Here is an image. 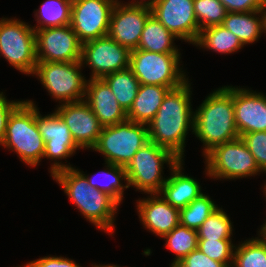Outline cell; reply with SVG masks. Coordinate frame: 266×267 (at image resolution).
<instances>
[{"label": "cell", "instance_id": "6da1fadb", "mask_svg": "<svg viewBox=\"0 0 266 267\" xmlns=\"http://www.w3.org/2000/svg\"><path fill=\"white\" fill-rule=\"evenodd\" d=\"M189 79L180 87L171 89L164 96L155 117L147 124L149 141L184 159L186 137L194 133L192 87Z\"/></svg>", "mask_w": 266, "mask_h": 267}, {"label": "cell", "instance_id": "7a4b0ae2", "mask_svg": "<svg viewBox=\"0 0 266 267\" xmlns=\"http://www.w3.org/2000/svg\"><path fill=\"white\" fill-rule=\"evenodd\" d=\"M205 156L215 146L240 137L235 125L233 86L212 91L194 111V133Z\"/></svg>", "mask_w": 266, "mask_h": 267}, {"label": "cell", "instance_id": "3957f363", "mask_svg": "<svg viewBox=\"0 0 266 267\" xmlns=\"http://www.w3.org/2000/svg\"><path fill=\"white\" fill-rule=\"evenodd\" d=\"M81 215L98 230L114 235L119 204L108 194L92 188L76 167L52 176Z\"/></svg>", "mask_w": 266, "mask_h": 267}, {"label": "cell", "instance_id": "277c9868", "mask_svg": "<svg viewBox=\"0 0 266 267\" xmlns=\"http://www.w3.org/2000/svg\"><path fill=\"white\" fill-rule=\"evenodd\" d=\"M23 100L9 115L1 146L15 152L21 162L36 167L43 160L45 142L37 127V105Z\"/></svg>", "mask_w": 266, "mask_h": 267}, {"label": "cell", "instance_id": "5b68a950", "mask_svg": "<svg viewBox=\"0 0 266 267\" xmlns=\"http://www.w3.org/2000/svg\"><path fill=\"white\" fill-rule=\"evenodd\" d=\"M179 160L169 150L147 142L125 167L129 188L133 187L143 194L159 193L167 180L162 176L164 164L171 169Z\"/></svg>", "mask_w": 266, "mask_h": 267}, {"label": "cell", "instance_id": "8992f818", "mask_svg": "<svg viewBox=\"0 0 266 267\" xmlns=\"http://www.w3.org/2000/svg\"><path fill=\"white\" fill-rule=\"evenodd\" d=\"M149 142L148 127L126 119L102 128L93 151L104 156L105 162L126 167L135 153Z\"/></svg>", "mask_w": 266, "mask_h": 267}, {"label": "cell", "instance_id": "52a82bcc", "mask_svg": "<svg viewBox=\"0 0 266 267\" xmlns=\"http://www.w3.org/2000/svg\"><path fill=\"white\" fill-rule=\"evenodd\" d=\"M181 53H156L135 49L130 54V66L140 84L180 87L189 77L183 68Z\"/></svg>", "mask_w": 266, "mask_h": 267}, {"label": "cell", "instance_id": "ba28073f", "mask_svg": "<svg viewBox=\"0 0 266 267\" xmlns=\"http://www.w3.org/2000/svg\"><path fill=\"white\" fill-rule=\"evenodd\" d=\"M81 61L37 62L33 76L60 104L85 100L87 79Z\"/></svg>", "mask_w": 266, "mask_h": 267}, {"label": "cell", "instance_id": "9c48e42d", "mask_svg": "<svg viewBox=\"0 0 266 267\" xmlns=\"http://www.w3.org/2000/svg\"><path fill=\"white\" fill-rule=\"evenodd\" d=\"M205 175L216 180H236L262 173L241 137L215 146L205 156Z\"/></svg>", "mask_w": 266, "mask_h": 267}, {"label": "cell", "instance_id": "30bf717a", "mask_svg": "<svg viewBox=\"0 0 266 267\" xmlns=\"http://www.w3.org/2000/svg\"><path fill=\"white\" fill-rule=\"evenodd\" d=\"M19 72L33 75L37 59L35 30L18 18H0V57Z\"/></svg>", "mask_w": 266, "mask_h": 267}, {"label": "cell", "instance_id": "8fae6325", "mask_svg": "<svg viewBox=\"0 0 266 267\" xmlns=\"http://www.w3.org/2000/svg\"><path fill=\"white\" fill-rule=\"evenodd\" d=\"M37 127L45 142L43 158L51 162V177L65 169L73 168L70 163H63L61 160L72 157L76 150L81 149L74 141L69 127L64 123L59 114L53 113L42 115L37 107Z\"/></svg>", "mask_w": 266, "mask_h": 267}, {"label": "cell", "instance_id": "7c38bea8", "mask_svg": "<svg viewBox=\"0 0 266 267\" xmlns=\"http://www.w3.org/2000/svg\"><path fill=\"white\" fill-rule=\"evenodd\" d=\"M131 51L104 36L82 44V66L91 69L89 79H101L104 76L129 68Z\"/></svg>", "mask_w": 266, "mask_h": 267}, {"label": "cell", "instance_id": "4fadbf2b", "mask_svg": "<svg viewBox=\"0 0 266 267\" xmlns=\"http://www.w3.org/2000/svg\"><path fill=\"white\" fill-rule=\"evenodd\" d=\"M115 0H73L70 26L82 44L108 35Z\"/></svg>", "mask_w": 266, "mask_h": 267}, {"label": "cell", "instance_id": "5bb4252c", "mask_svg": "<svg viewBox=\"0 0 266 267\" xmlns=\"http://www.w3.org/2000/svg\"><path fill=\"white\" fill-rule=\"evenodd\" d=\"M151 14L179 40L194 45L200 29L194 12V0H152Z\"/></svg>", "mask_w": 266, "mask_h": 267}, {"label": "cell", "instance_id": "9a60e30c", "mask_svg": "<svg viewBox=\"0 0 266 267\" xmlns=\"http://www.w3.org/2000/svg\"><path fill=\"white\" fill-rule=\"evenodd\" d=\"M37 62L81 61L82 43L70 24L35 30Z\"/></svg>", "mask_w": 266, "mask_h": 267}, {"label": "cell", "instance_id": "2e32d148", "mask_svg": "<svg viewBox=\"0 0 266 267\" xmlns=\"http://www.w3.org/2000/svg\"><path fill=\"white\" fill-rule=\"evenodd\" d=\"M150 5L115 3L108 36L130 51L137 49L146 20L151 16Z\"/></svg>", "mask_w": 266, "mask_h": 267}, {"label": "cell", "instance_id": "e0dca14e", "mask_svg": "<svg viewBox=\"0 0 266 267\" xmlns=\"http://www.w3.org/2000/svg\"><path fill=\"white\" fill-rule=\"evenodd\" d=\"M55 111L69 127L75 143L91 150L97 143L103 126L85 100L57 105Z\"/></svg>", "mask_w": 266, "mask_h": 267}, {"label": "cell", "instance_id": "ac0fdd59", "mask_svg": "<svg viewBox=\"0 0 266 267\" xmlns=\"http://www.w3.org/2000/svg\"><path fill=\"white\" fill-rule=\"evenodd\" d=\"M235 125L240 137L266 131V95L249 88L233 87Z\"/></svg>", "mask_w": 266, "mask_h": 267}, {"label": "cell", "instance_id": "d6986e66", "mask_svg": "<svg viewBox=\"0 0 266 267\" xmlns=\"http://www.w3.org/2000/svg\"><path fill=\"white\" fill-rule=\"evenodd\" d=\"M140 223L149 232L163 238L180 224L179 209L172 207L158 193L136 200Z\"/></svg>", "mask_w": 266, "mask_h": 267}, {"label": "cell", "instance_id": "ffe728a7", "mask_svg": "<svg viewBox=\"0 0 266 267\" xmlns=\"http://www.w3.org/2000/svg\"><path fill=\"white\" fill-rule=\"evenodd\" d=\"M85 101L103 127L115 125L127 119V112L118 103L102 78L87 80Z\"/></svg>", "mask_w": 266, "mask_h": 267}, {"label": "cell", "instance_id": "44dd1931", "mask_svg": "<svg viewBox=\"0 0 266 267\" xmlns=\"http://www.w3.org/2000/svg\"><path fill=\"white\" fill-rule=\"evenodd\" d=\"M184 160H179L170 170V176L158 193L172 207L181 209L198 198L202 192L200 183L193 177L184 174Z\"/></svg>", "mask_w": 266, "mask_h": 267}, {"label": "cell", "instance_id": "7402d4cb", "mask_svg": "<svg viewBox=\"0 0 266 267\" xmlns=\"http://www.w3.org/2000/svg\"><path fill=\"white\" fill-rule=\"evenodd\" d=\"M169 90L165 86L140 84L137 96L127 111V119L147 125L157 114L162 100Z\"/></svg>", "mask_w": 266, "mask_h": 267}, {"label": "cell", "instance_id": "603a6c76", "mask_svg": "<svg viewBox=\"0 0 266 267\" xmlns=\"http://www.w3.org/2000/svg\"><path fill=\"white\" fill-rule=\"evenodd\" d=\"M221 25L236 35L245 46L257 42L264 33L261 11L227 12Z\"/></svg>", "mask_w": 266, "mask_h": 267}, {"label": "cell", "instance_id": "cb8c5ba5", "mask_svg": "<svg viewBox=\"0 0 266 267\" xmlns=\"http://www.w3.org/2000/svg\"><path fill=\"white\" fill-rule=\"evenodd\" d=\"M105 164L104 171L97 173L98 176L100 175L101 179L103 178L102 180H100L99 177L98 180L95 175L90 177L88 174H84V171L78 170L86 177L88 184L92 188L108 194L120 205L124 199V189L126 190L129 188L125 167L108 162H105Z\"/></svg>", "mask_w": 266, "mask_h": 267}, {"label": "cell", "instance_id": "d4e9b609", "mask_svg": "<svg viewBox=\"0 0 266 267\" xmlns=\"http://www.w3.org/2000/svg\"><path fill=\"white\" fill-rule=\"evenodd\" d=\"M176 39L178 40L151 15L146 20L137 49L156 53H180L174 43Z\"/></svg>", "mask_w": 266, "mask_h": 267}, {"label": "cell", "instance_id": "484cf974", "mask_svg": "<svg viewBox=\"0 0 266 267\" xmlns=\"http://www.w3.org/2000/svg\"><path fill=\"white\" fill-rule=\"evenodd\" d=\"M194 45L221 55L233 54L244 47L239 38L221 24L201 30Z\"/></svg>", "mask_w": 266, "mask_h": 267}, {"label": "cell", "instance_id": "4316f807", "mask_svg": "<svg viewBox=\"0 0 266 267\" xmlns=\"http://www.w3.org/2000/svg\"><path fill=\"white\" fill-rule=\"evenodd\" d=\"M73 0H45L34 10L36 18L34 30L43 28L62 27L71 23V7Z\"/></svg>", "mask_w": 266, "mask_h": 267}, {"label": "cell", "instance_id": "83f0119b", "mask_svg": "<svg viewBox=\"0 0 266 267\" xmlns=\"http://www.w3.org/2000/svg\"><path fill=\"white\" fill-rule=\"evenodd\" d=\"M110 87L118 103L127 112L137 96L140 86L130 68L110 73L102 78Z\"/></svg>", "mask_w": 266, "mask_h": 267}, {"label": "cell", "instance_id": "f1b7e54d", "mask_svg": "<svg viewBox=\"0 0 266 267\" xmlns=\"http://www.w3.org/2000/svg\"><path fill=\"white\" fill-rule=\"evenodd\" d=\"M162 239L166 242L165 247L175 255L174 260H172L171 265H169L170 267H174L185 256L198 248L197 230L189 229L180 224Z\"/></svg>", "mask_w": 266, "mask_h": 267}, {"label": "cell", "instance_id": "f546056e", "mask_svg": "<svg viewBox=\"0 0 266 267\" xmlns=\"http://www.w3.org/2000/svg\"><path fill=\"white\" fill-rule=\"evenodd\" d=\"M232 267H266V244L257 236L235 246Z\"/></svg>", "mask_w": 266, "mask_h": 267}, {"label": "cell", "instance_id": "4dcf8cb0", "mask_svg": "<svg viewBox=\"0 0 266 267\" xmlns=\"http://www.w3.org/2000/svg\"><path fill=\"white\" fill-rule=\"evenodd\" d=\"M233 222L222 207H218L197 230L198 240H233Z\"/></svg>", "mask_w": 266, "mask_h": 267}, {"label": "cell", "instance_id": "1f68e13d", "mask_svg": "<svg viewBox=\"0 0 266 267\" xmlns=\"http://www.w3.org/2000/svg\"><path fill=\"white\" fill-rule=\"evenodd\" d=\"M216 202L205 193L189 205L179 209L180 225L198 230L203 222L218 208Z\"/></svg>", "mask_w": 266, "mask_h": 267}, {"label": "cell", "instance_id": "d6a6232c", "mask_svg": "<svg viewBox=\"0 0 266 267\" xmlns=\"http://www.w3.org/2000/svg\"><path fill=\"white\" fill-rule=\"evenodd\" d=\"M194 12L200 31L222 24L227 15L225 6L219 0H194Z\"/></svg>", "mask_w": 266, "mask_h": 267}, {"label": "cell", "instance_id": "836d02e7", "mask_svg": "<svg viewBox=\"0 0 266 267\" xmlns=\"http://www.w3.org/2000/svg\"><path fill=\"white\" fill-rule=\"evenodd\" d=\"M236 244L232 240H198V249L210 259L232 267Z\"/></svg>", "mask_w": 266, "mask_h": 267}, {"label": "cell", "instance_id": "e575fe53", "mask_svg": "<svg viewBox=\"0 0 266 267\" xmlns=\"http://www.w3.org/2000/svg\"><path fill=\"white\" fill-rule=\"evenodd\" d=\"M253 155L260 171L266 173V131L246 133L241 136Z\"/></svg>", "mask_w": 266, "mask_h": 267}, {"label": "cell", "instance_id": "d590c367", "mask_svg": "<svg viewBox=\"0 0 266 267\" xmlns=\"http://www.w3.org/2000/svg\"><path fill=\"white\" fill-rule=\"evenodd\" d=\"M174 267H228L225 263L210 259L198 248L185 256Z\"/></svg>", "mask_w": 266, "mask_h": 267}, {"label": "cell", "instance_id": "8d00e7d4", "mask_svg": "<svg viewBox=\"0 0 266 267\" xmlns=\"http://www.w3.org/2000/svg\"><path fill=\"white\" fill-rule=\"evenodd\" d=\"M23 267H82L73 259L64 256H44L23 265Z\"/></svg>", "mask_w": 266, "mask_h": 267}, {"label": "cell", "instance_id": "74e56055", "mask_svg": "<svg viewBox=\"0 0 266 267\" xmlns=\"http://www.w3.org/2000/svg\"><path fill=\"white\" fill-rule=\"evenodd\" d=\"M227 12L247 13L261 11L265 0H219Z\"/></svg>", "mask_w": 266, "mask_h": 267}, {"label": "cell", "instance_id": "f35d334b", "mask_svg": "<svg viewBox=\"0 0 266 267\" xmlns=\"http://www.w3.org/2000/svg\"><path fill=\"white\" fill-rule=\"evenodd\" d=\"M23 100H8L0 91V146L2 144L9 115Z\"/></svg>", "mask_w": 266, "mask_h": 267}, {"label": "cell", "instance_id": "ab89813d", "mask_svg": "<svg viewBox=\"0 0 266 267\" xmlns=\"http://www.w3.org/2000/svg\"><path fill=\"white\" fill-rule=\"evenodd\" d=\"M152 0H132L131 2H124L123 1H119V0H115V3H119V4H135V5H150Z\"/></svg>", "mask_w": 266, "mask_h": 267}, {"label": "cell", "instance_id": "60d3db41", "mask_svg": "<svg viewBox=\"0 0 266 267\" xmlns=\"http://www.w3.org/2000/svg\"><path fill=\"white\" fill-rule=\"evenodd\" d=\"M257 232L258 237L266 244V220L264 221V224L260 226V229Z\"/></svg>", "mask_w": 266, "mask_h": 267}, {"label": "cell", "instance_id": "b9f144b4", "mask_svg": "<svg viewBox=\"0 0 266 267\" xmlns=\"http://www.w3.org/2000/svg\"><path fill=\"white\" fill-rule=\"evenodd\" d=\"M261 13L263 16V26H264V33L266 35V0L261 8Z\"/></svg>", "mask_w": 266, "mask_h": 267}, {"label": "cell", "instance_id": "7bdbcfd3", "mask_svg": "<svg viewBox=\"0 0 266 267\" xmlns=\"http://www.w3.org/2000/svg\"><path fill=\"white\" fill-rule=\"evenodd\" d=\"M91 265H92V267H122V266H118L117 264L116 265H114V264H107V265L101 264L100 265V263H99V265L98 264L96 265V263H95V264H91Z\"/></svg>", "mask_w": 266, "mask_h": 267}, {"label": "cell", "instance_id": "ee69618b", "mask_svg": "<svg viewBox=\"0 0 266 267\" xmlns=\"http://www.w3.org/2000/svg\"><path fill=\"white\" fill-rule=\"evenodd\" d=\"M263 194L265 195V199H266V183L264 184V187H263Z\"/></svg>", "mask_w": 266, "mask_h": 267}]
</instances>
